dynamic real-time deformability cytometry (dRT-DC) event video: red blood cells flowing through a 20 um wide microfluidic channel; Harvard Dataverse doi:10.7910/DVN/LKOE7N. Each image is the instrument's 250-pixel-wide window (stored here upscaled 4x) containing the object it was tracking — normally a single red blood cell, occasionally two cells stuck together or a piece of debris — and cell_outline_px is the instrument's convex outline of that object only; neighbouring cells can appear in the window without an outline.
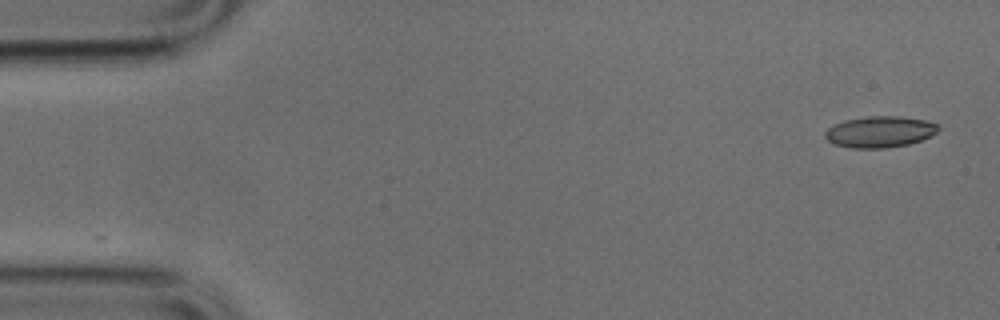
{"species": "common noctule bat (a hibernating species)", "species_latin": "Nyctalus noctula", "temperature_condition": "cold", "stored_images_in_passage": 49, "camera_frame_rate_fps": 3000, "um_per_image_px": 0.085, "animal": {"sex": "male", "body_mass_g": 17.9, "forearm_length_mm": 54.2}, "frame": {"image": 1, "passage_image": 1, "time_ms": 0.0, "image_size_px": [1000, 320], "cell_outline_px": [[940, 128], [936, 132], [920, 140], [908, 144], [884, 148], [852, 148], [836, 144], [828, 140], [824, 136], [824, 132], [828, 128], [844, 120], [868, 116], [900, 116], [924, 120], [940, 124]], "centroid_in_image_um": [74.78, 11.19], "position_along_channel_um": 10.2, "area_um2": 20.46}}
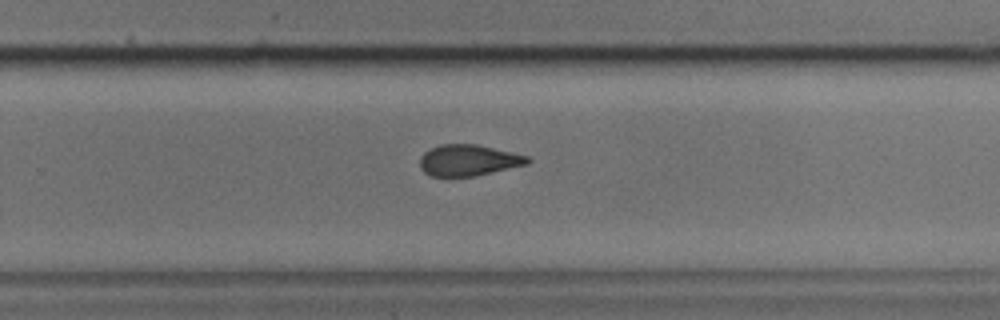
{"frame": {"image": 2, "passage_image": 31, "time_ms": 10.0, "image_size_px": [1000, 320], "cell_outline_px": [[532, 160], [528, 164], [472, 176], [432, 176], [424, 172], [420, 168], [420, 156], [424, 152], [440, 144], [476, 144], [512, 152], [528, 156]], "centroid_in_image_um": [39.81, 13.61], "position_along_channel_um": 290.0, "area_um2": 19.42}}
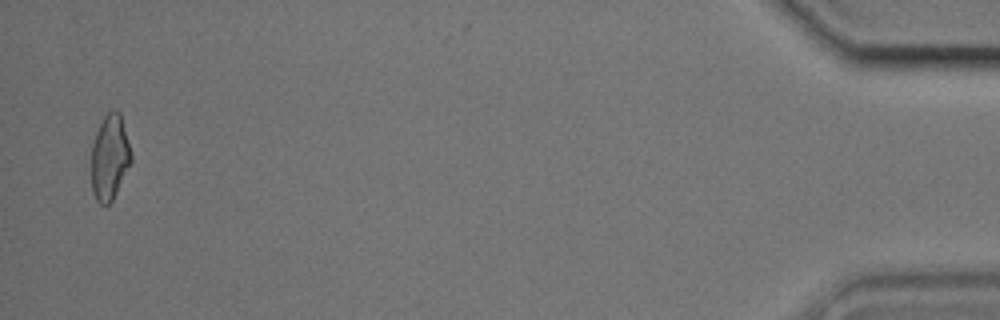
{"frame": {"image": 3, "passage_image": 48, "time_ms": 15.667, "image_size_px": [1000, 320], "cell_outline_px": [[132, 160], [112, 200], [108, 204], [100, 204], [96, 200], [92, 192], [92, 144], [96, 132], [104, 116], [108, 112], [120, 112], [132, 156]], "centroid_in_image_um": [9.31, 13.39], "position_along_channel_um": 425.9, "area_um2": 19.36}}